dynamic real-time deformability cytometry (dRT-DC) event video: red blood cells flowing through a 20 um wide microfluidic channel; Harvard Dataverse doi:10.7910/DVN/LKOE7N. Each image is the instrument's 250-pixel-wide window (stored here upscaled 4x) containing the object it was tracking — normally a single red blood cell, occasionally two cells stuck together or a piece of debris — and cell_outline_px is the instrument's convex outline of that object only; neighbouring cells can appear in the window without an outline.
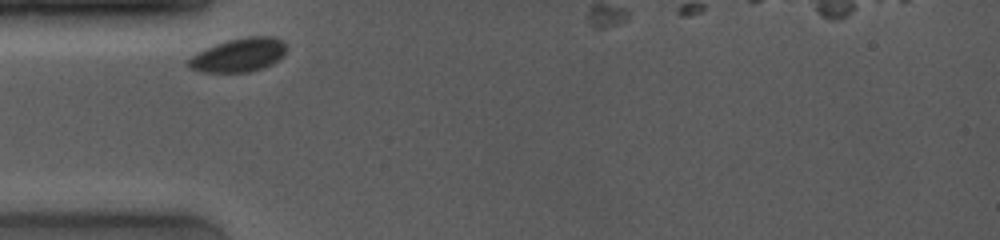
{"species": "common noctule bat (a hibernating species)", "species_latin": "Nyctalus noctula", "temperature_condition": "room temperature", "stored_images_in_passage": 8, "camera_frame_rate_fps": 4000, "um_per_image_px": 0.085, "animal": {"sex": "female", "body_mass_g": 19.0, "forearm_length_mm": 53.3}, "frame": {"image": 1, "passage_image": 1, "time_ms": 0.0, "image_size_px": [1000, 240], "cell_outline_px": [[284, 56], [272, 64], [248, 72], [200, 72], [192, 68], [188, 64], [188, 60], [192, 56], [216, 44], [228, 40], [248, 36], [272, 36], [280, 40], [284, 44]], "centroid_in_image_um": [20.31, 4.68], "position_along_channel_um": 64.7, "area_um2": 18.79}}
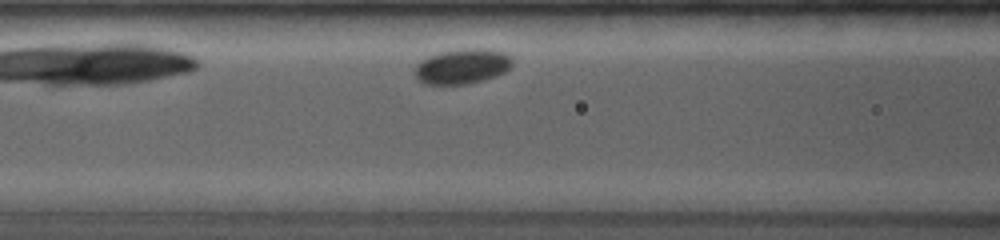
{"frame": {"image": 2, "passage_image": 5, "time_ms": 1.75, "image_size_px": [1000, 240], "cell_outline_px": [[512, 64], [504, 72], [496, 76], [484, 80], [464, 84], [420, 84], [416, 76], [416, 64], [420, 60], [428, 56], [440, 52], [460, 48], [492, 48], [504, 52], [512, 56]], "centroid_in_image_um": [39.3, 5.62], "position_along_channel_um": 127.3, "area_um2": 20.23}}